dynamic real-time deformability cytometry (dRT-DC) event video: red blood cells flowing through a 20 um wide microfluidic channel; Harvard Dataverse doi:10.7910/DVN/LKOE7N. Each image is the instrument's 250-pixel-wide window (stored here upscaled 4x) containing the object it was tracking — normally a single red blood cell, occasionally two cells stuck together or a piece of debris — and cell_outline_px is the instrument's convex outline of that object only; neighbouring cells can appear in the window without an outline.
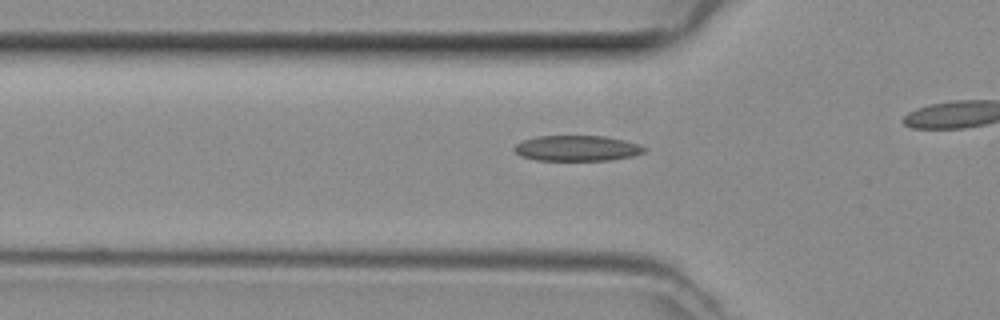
{"species": "common noctule bat (a hibernating species)", "species_latin": "Nyctalus noctula", "temperature_condition": "room temperature", "stored_images_in_passage": 30, "camera_frame_rate_fps": 3000, "um_per_image_px": 0.085, "animal": {"sex": "female", "body_mass_g": 29.2, "forearm_length_mm": 56.3}, "frame": {"image": 1, "passage_image": 8, "time_ms": 2.333, "image_size_px": [1000, 320], "cell_outline_px": [[648, 148], [644, 152], [632, 156], [608, 160], [536, 160], [520, 156], [512, 148], [516, 144], [524, 140], [536, 136], [604, 136], [624, 140], [640, 144]], "centroid_in_image_um": [49.05, 12.6], "position_along_channel_um": 76.8, "area_um2": 19.36}}
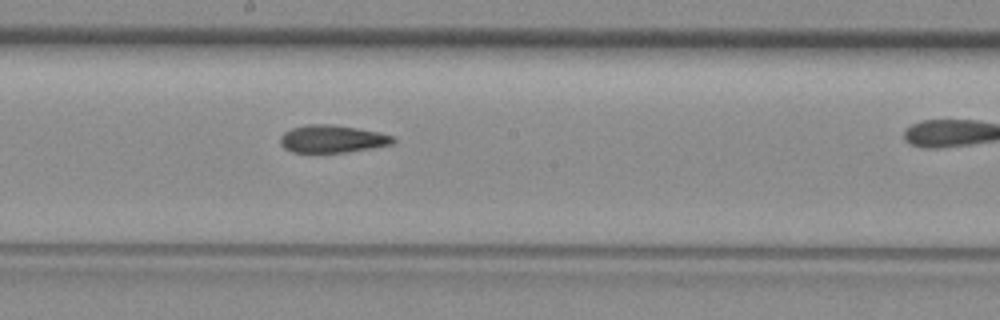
{"frame": {"image": 2, "passage_image": 18, "time_ms": 5.667, "image_size_px": [1000, 320], "cell_outline_px": [[396, 140], [392, 144], [344, 152], [292, 152], [284, 148], [280, 144], [280, 136], [284, 132], [292, 128], [304, 124], [332, 124], [380, 132], [392, 136]], "centroid_in_image_um": [28.2, 11.79], "position_along_channel_um": 220.0, "area_um2": 18.03}}
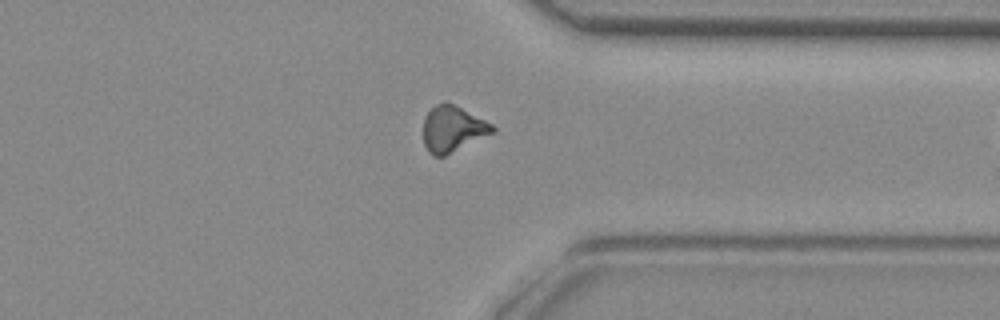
{"frame": {"image": 3, "passage_image": 29, "time_ms": 9.333, "image_size_px": [1000, 320], "cell_outline_px": [[496, 132], [444, 156], [432, 156], [428, 152], [424, 144], [424, 116], [436, 104], [452, 104], [492, 124], [496, 128]], "centroid_in_image_um": [38.48, 11.0], "position_along_channel_um": 372.9, "area_um2": 18.21}}